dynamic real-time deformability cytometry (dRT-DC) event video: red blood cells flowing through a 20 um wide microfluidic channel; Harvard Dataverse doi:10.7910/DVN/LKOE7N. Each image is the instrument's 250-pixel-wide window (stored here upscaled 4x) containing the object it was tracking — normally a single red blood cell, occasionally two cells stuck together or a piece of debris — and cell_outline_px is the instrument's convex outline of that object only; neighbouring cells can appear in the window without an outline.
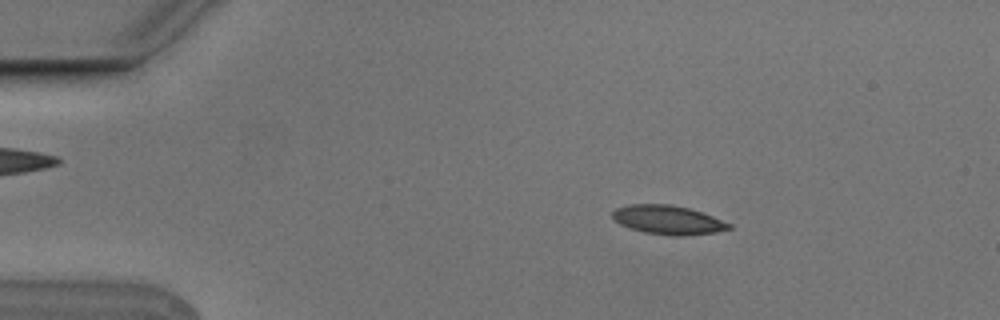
{"species": "Egyptian fruit bat (a non-hibernating species)", "species_latin": "Rousettus aegyptiacus", "temperature_condition": "cold", "stored_images_in_passage": 9, "camera_frame_rate_fps": 3000, "um_per_image_px": 0.085, "animal": {"sex": "male"}, "frame": {"image": 1, "passage_image": 2, "time_ms": 0.333, "image_size_px": [1000, 320], "cell_outline_px": [[732, 228], [716, 232], [684, 236], [672, 236], [644, 232], [620, 224], [612, 216], [612, 212], [616, 208], [632, 204], [668, 204], [688, 208], [712, 216], [732, 224]], "centroid_in_image_um": [56.8, 18.7], "position_along_channel_um": 28.2, "area_um2": 19.48}}
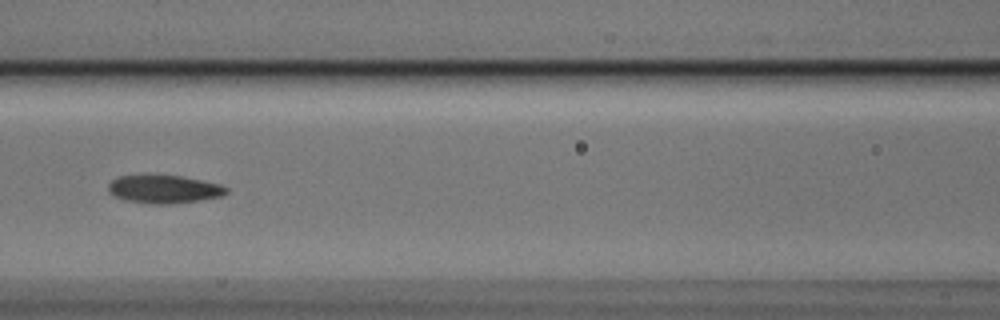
{"frame": {"image": 2, "passage_image": 6, "time_ms": 1.667, "image_size_px": [1000, 320], "cell_outline_px": [[228, 192], [224, 196], [200, 200], [172, 204], [148, 204], [124, 200], [112, 196], [108, 192], [108, 184], [116, 176], [180, 176], [220, 184], [228, 188]], "centroid_in_image_um": [13.92, 16.1], "position_along_channel_um": 152.7, "area_um2": 19.42}}
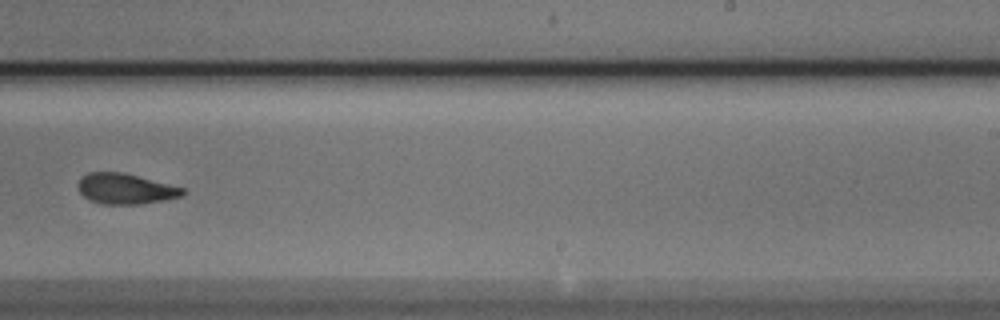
{"frame": {"image": 3, "passage_image": 9, "time_ms": 2.667, "image_size_px": [1000, 320], "cell_outline_px": [[184, 196], [164, 200], [140, 204], [104, 204], [88, 200], [76, 188], [76, 184], [88, 172], [124, 172], [184, 188]], "centroid_in_image_um": [10.65, 16.05], "position_along_channel_um": 278.4, "area_um2": 18.67}}